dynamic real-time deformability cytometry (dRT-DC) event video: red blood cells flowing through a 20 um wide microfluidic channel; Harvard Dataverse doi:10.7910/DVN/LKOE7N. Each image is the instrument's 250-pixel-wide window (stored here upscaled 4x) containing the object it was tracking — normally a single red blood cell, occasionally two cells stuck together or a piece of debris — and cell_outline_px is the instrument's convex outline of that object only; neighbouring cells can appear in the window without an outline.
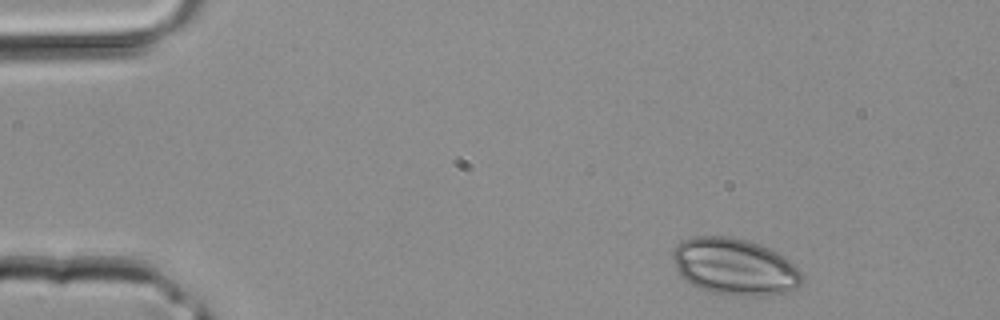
{"species": "common noctule bat (a hibernating species)", "species_latin": "Nyctalus noctula", "temperature_condition": "room temperature", "stored_images_in_passage": 35, "camera_frame_rate_fps": 3000, "um_per_image_px": 0.085, "animal": {"sex": "male", "body_mass_g": 20.4}, "frame": {"image": 1, "passage_image": 1, "time_ms": 0.0, "image_size_px": [1000, 320], "cell_outline_px": [[800, 284], [796, 288], [784, 292], [760, 296], [740, 296], [708, 292], [684, 280], [680, 276], [676, 268], [672, 256], [672, 252], [676, 244], [680, 240], [696, 236], [732, 236], [748, 240], [760, 244], [776, 252], [800, 268]], "centroid_in_image_um": [62.39, 22.66], "position_along_channel_um": 22.6, "area_um2": 42.89}}
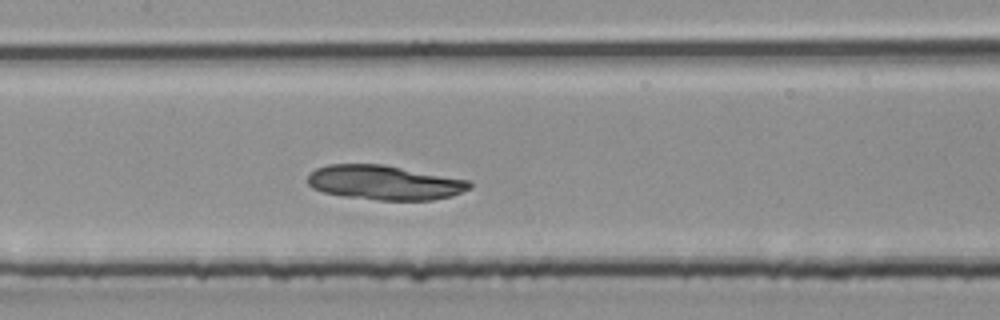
{"frame": {"image": 2, "passage_image": 15, "time_ms": 4.667, "image_size_px": [1000, 320], "cell_outline_px": [[472, 188], [452, 196], [432, 200], [380, 200], [344, 196], [324, 192], [312, 188], [308, 184], [308, 176], [316, 168], [328, 164], [384, 164], [468, 180], [472, 184]], "centroid_in_image_um": [32.69, 15.52], "position_along_channel_um": 174.7, "area_um2": 32.54}}
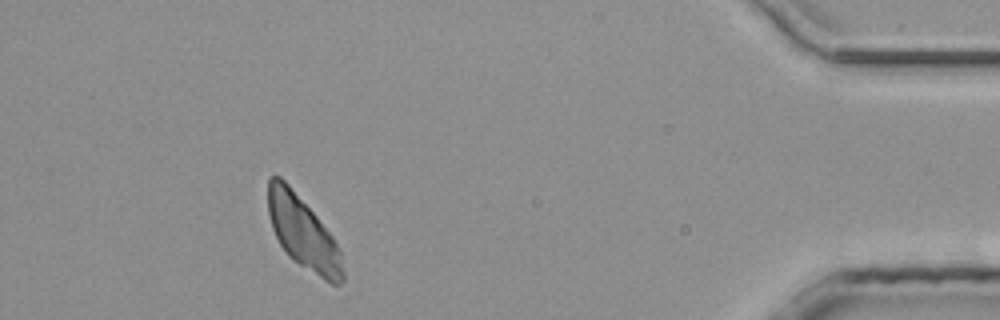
{"frame": {"image": 3, "passage_image": 32, "time_ms": 10.333, "image_size_px": [1000, 320], "cell_outline_px": [[344, 280], [340, 284], [332, 284], [324, 280], [292, 260], [288, 256], [280, 244], [272, 228], [268, 212], [268, 180], [272, 176], [280, 176], [288, 184], [316, 216], [332, 236], [340, 248], [344, 272]], "centroid_in_image_um": [25.76, 19.82], "position_along_channel_um": 409.4, "area_um2": 31.39}}